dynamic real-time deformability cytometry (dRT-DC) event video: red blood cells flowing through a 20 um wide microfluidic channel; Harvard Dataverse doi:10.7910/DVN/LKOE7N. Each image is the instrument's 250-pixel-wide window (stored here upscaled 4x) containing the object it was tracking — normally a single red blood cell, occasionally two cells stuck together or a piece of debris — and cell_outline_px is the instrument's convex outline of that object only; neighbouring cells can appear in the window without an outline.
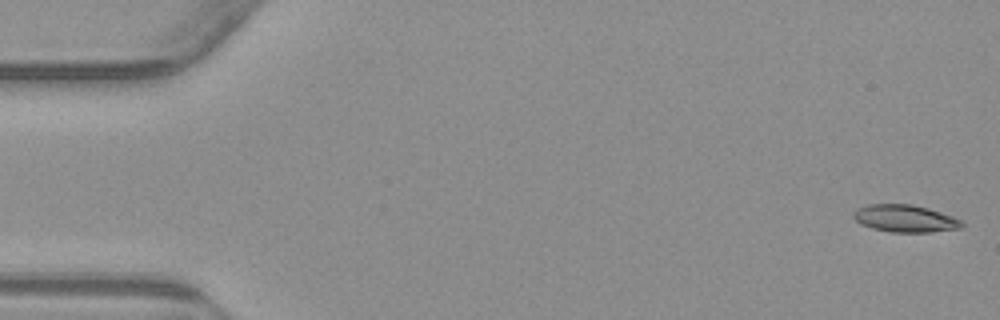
{"species": "common noctule bat (a hibernating species)", "species_latin": "Nyctalus noctula", "temperature_condition": "warm", "stored_images_in_passage": 54, "camera_frame_rate_fps": 3000, "um_per_image_px": 0.085, "animal": {"sex": "male", "body_mass_g": 23.1, "forearm_length_mm": 52.7}, "frame": {"image": 1, "passage_image": 1, "time_ms": 0.0, "image_size_px": [1000, 320], "cell_outline_px": [[964, 224], [960, 228], [932, 232], [892, 232], [872, 228], [860, 224], [852, 216], [852, 212], [856, 208], [868, 204], [912, 204], [928, 208], [952, 216], [960, 220]], "centroid_in_image_um": [76.89, 18.56], "position_along_channel_um": 8.1, "area_um2": 17.28}}
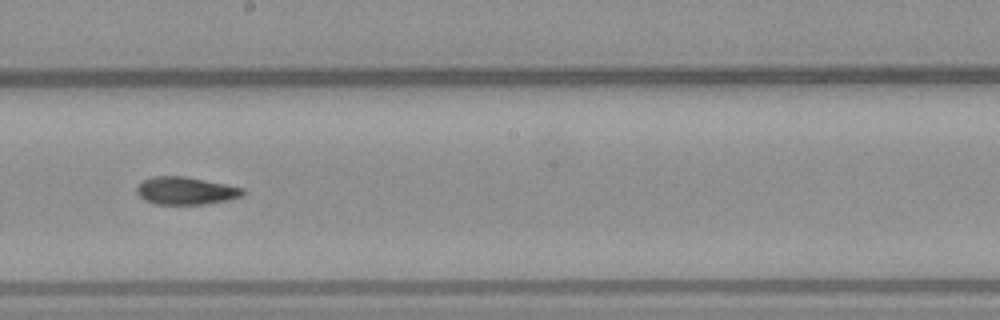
{"frame": {"image": 2, "passage_image": 30, "time_ms": 9.667, "image_size_px": [1000, 320], "cell_outline_px": [[244, 192], [240, 196], [224, 200], [204, 204], [156, 204], [140, 196], [136, 192], [136, 188], [144, 180], [152, 176], [184, 176], [244, 188]], "centroid_in_image_um": [15.76, 16.2], "position_along_channel_um": 232.4, "area_um2": 16.65}}
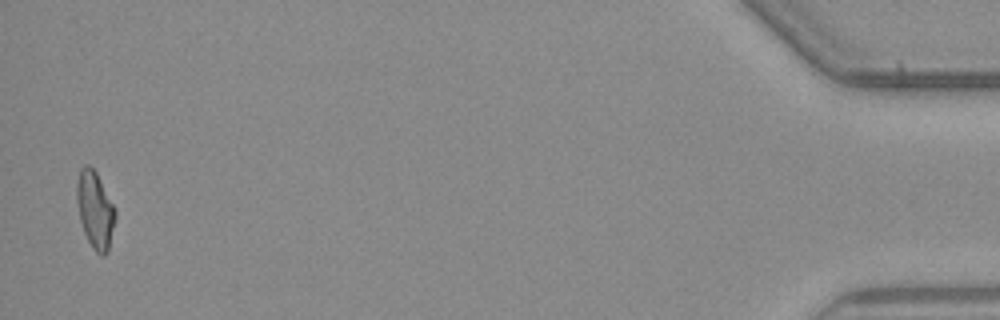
{"frame": {"image": 3, "passage_image": 53, "time_ms": 17.333, "image_size_px": [1000, 320], "cell_outline_px": [[116, 220], [108, 252], [104, 256], [100, 256], [92, 248], [84, 232], [80, 220], [76, 200], [76, 184], [80, 168], [84, 164], [88, 164], [96, 172], [116, 208]], "centroid_in_image_um": [8.09, 17.85], "position_along_channel_um": 427.1, "area_um2": 17.63}, "authors_computed_cell_mechanics": {"area_um2": 17.2533, "velocity_mm_per_s": 3.8247, "shape_relaxation_time_tau1_ms": null, "shape_relaxation_time_tau2_ms": 9.0188, "deformation_change_tau1": null, "deformation_change_tau2": 0.1757}}